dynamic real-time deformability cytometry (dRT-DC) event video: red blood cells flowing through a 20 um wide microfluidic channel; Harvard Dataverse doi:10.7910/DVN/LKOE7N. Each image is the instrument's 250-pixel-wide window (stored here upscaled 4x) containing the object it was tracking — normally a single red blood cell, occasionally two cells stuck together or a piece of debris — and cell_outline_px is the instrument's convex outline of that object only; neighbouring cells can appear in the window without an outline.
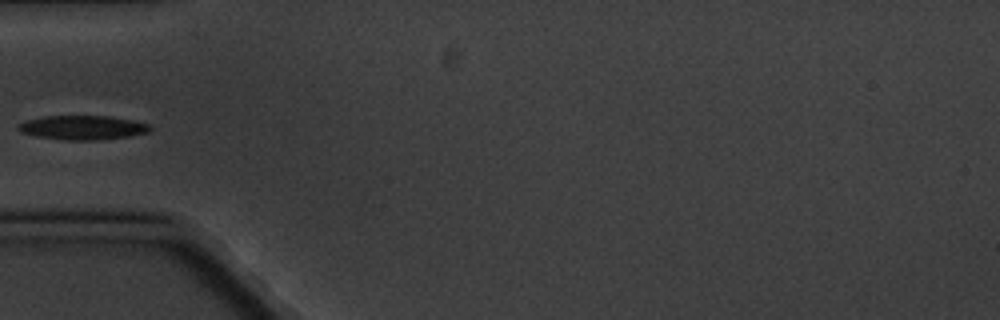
{"species": "common noctule bat (a hibernating species)", "species_latin": "Nyctalus noctula", "temperature_condition": "cold", "stored_images_in_passage": 3, "camera_frame_rate_fps": 3000, "um_per_image_px": 0.085, "animal": {"sex": "male", "body_mass_g": 20.1, "forearm_length_mm": 53.5}, "frame": {"image": 1, "passage_image": 3, "time_ms": 3.333, "image_size_px": [1000, 320], "cell_outline_px": [[152, 128], [148, 132], [128, 136], [96, 140], [64, 140], [36, 136], [20, 132], [16, 128], [16, 124], [24, 120], [44, 116], [108, 116], [132, 120], [148, 124]], "centroid_in_image_um": [6.94, 10.84], "position_along_channel_um": 78.1, "area_um2": 18.61}}